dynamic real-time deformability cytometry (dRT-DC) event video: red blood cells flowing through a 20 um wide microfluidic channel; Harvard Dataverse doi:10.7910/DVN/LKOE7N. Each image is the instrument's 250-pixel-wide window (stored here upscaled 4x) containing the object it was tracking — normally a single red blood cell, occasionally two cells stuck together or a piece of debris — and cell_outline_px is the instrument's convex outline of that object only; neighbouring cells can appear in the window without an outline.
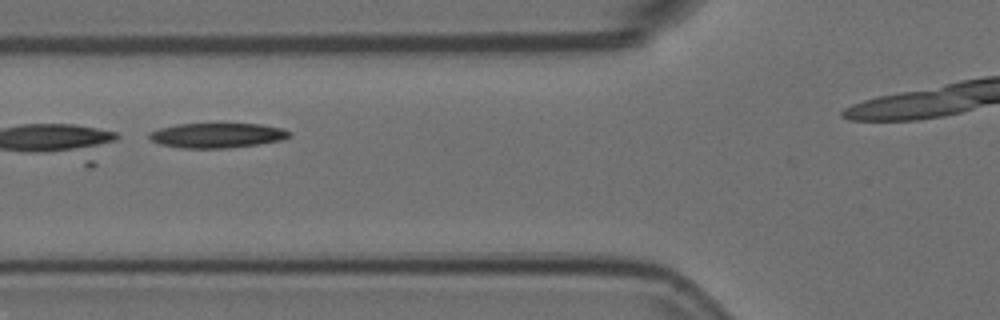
{"species": "Egyptian fruit bat (a non-hibernating species)", "species_latin": "Rousettus aegyptiacus", "temperature_condition": "room temperature", "stored_images_in_passage": 9, "camera_frame_rate_fps": 3000, "um_per_image_px": 0.085, "animal": {"sex": "female"}, "frame": {"image": 1, "passage_image": 4, "time_ms": 1.0, "image_size_px": [1000, 320], "cell_outline_px": [[292, 136], [280, 140], [256, 144], [224, 148], [180, 148], [160, 144], [152, 140], [148, 136], [148, 132], [160, 128], [176, 124], [260, 124], [280, 128], [292, 132]], "centroid_in_image_um": [18.42, 11.5], "position_along_channel_um": 107.4, "area_um2": 20.11}}
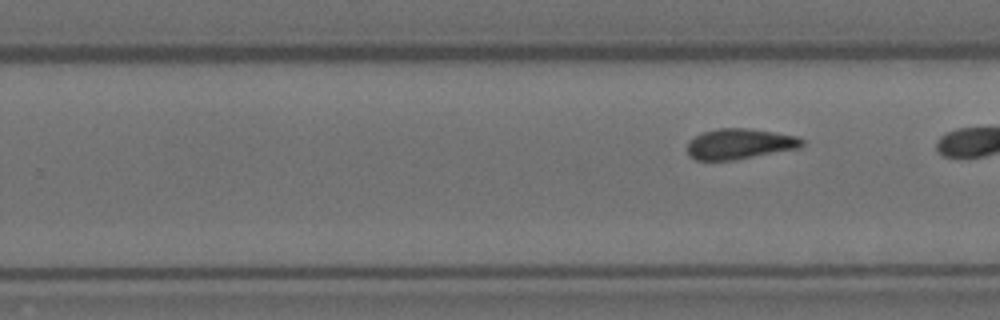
{"frame": {"image": 2, "passage_image": 9, "time_ms": 2.667, "image_size_px": [1000, 320], "cell_outline_px": [[804, 144], [800, 148], [732, 160], [696, 160], [688, 156], [688, 140], [704, 132], [716, 128], [752, 128], [800, 136], [804, 140]], "centroid_in_image_um": [62.9, 12.22], "position_along_channel_um": 266.9, "area_um2": 20.58}}